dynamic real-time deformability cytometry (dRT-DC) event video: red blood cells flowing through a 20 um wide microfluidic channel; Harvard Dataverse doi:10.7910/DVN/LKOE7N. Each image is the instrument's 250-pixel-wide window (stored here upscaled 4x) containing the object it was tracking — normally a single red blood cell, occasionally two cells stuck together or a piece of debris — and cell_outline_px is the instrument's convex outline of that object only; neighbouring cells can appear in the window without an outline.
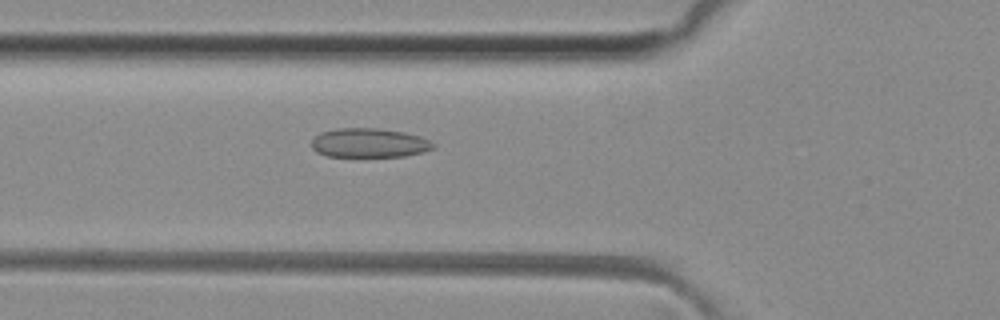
{"species": "common noctule bat (a hibernating species)", "species_latin": "Nyctalus noctula", "temperature_condition": "room temperature", "stored_images_in_passage": 33, "camera_frame_rate_fps": 3000, "um_per_image_px": 0.085, "animal": {"sex": "female", "body_mass_g": 29.2, "forearm_length_mm": 56.3}, "frame": {"image": 1, "passage_image": 4, "time_ms": 1.0, "image_size_px": [1000, 320], "cell_outline_px": [[436, 144], [432, 148], [424, 152], [404, 156], [328, 156], [316, 152], [312, 148], [312, 140], [320, 132], [336, 128], [376, 128], [404, 132], [420, 136]], "centroid_in_image_um": [31.37, 12.14], "position_along_channel_um": 94.4, "area_um2": 20.63}}
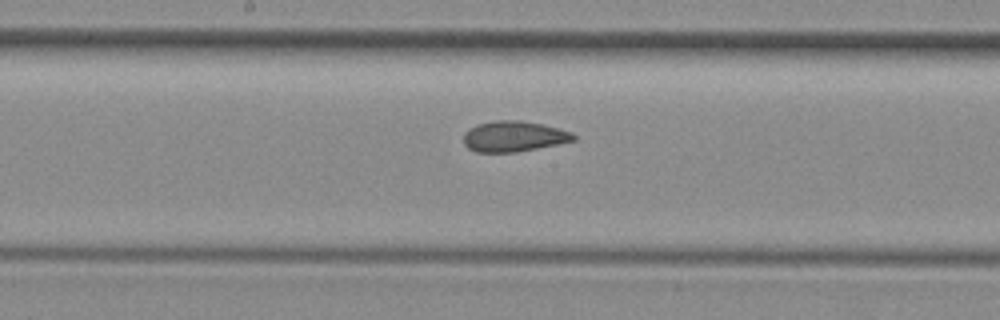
{"frame": {"image": 2, "passage_image": 12, "time_ms": 3.667, "image_size_px": [1000, 320], "cell_outline_px": [[576, 140], [516, 152], [476, 152], [468, 148], [464, 144], [464, 132], [468, 128], [476, 124], [496, 120], [520, 120], [544, 124], [572, 132], [576, 136]], "centroid_in_image_um": [43.65, 11.58], "position_along_channel_um": 204.6, "area_um2": 19.71}}
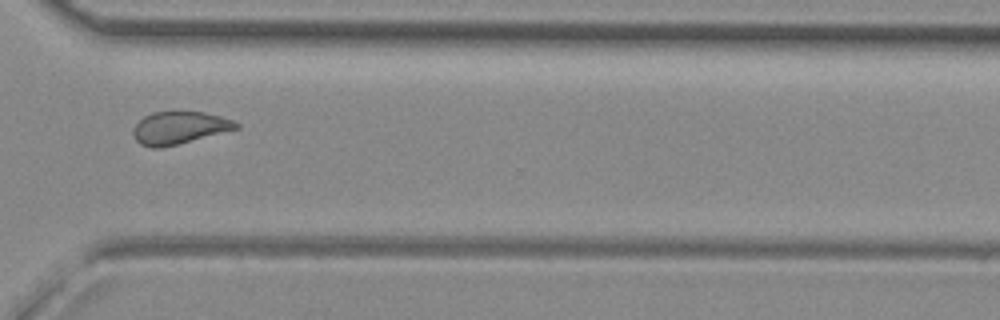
{"frame": {"image": 3, "passage_image": 23, "time_ms": 7.333, "image_size_px": [1000, 320], "cell_outline_px": [[240, 128], [160, 148], [152, 148], [140, 144], [136, 140], [132, 132], [132, 128], [144, 116], [152, 112], [204, 112], [220, 116], [232, 120], [240, 124]], "centroid_in_image_um": [15.22, 10.86], "position_along_channel_um": 355.4, "area_um2": 19.31}, "authors_computed_cell_mechanics": {"area_um2": 19.7676, "velocity_mm_per_s": 4.1113, "shape_relaxation_time_tau1_ms": null, "shape_relaxation_time_tau2_ms": 1.6557, "deformation_change_tau1": null, "deformation_change_tau2": 0.0776}}